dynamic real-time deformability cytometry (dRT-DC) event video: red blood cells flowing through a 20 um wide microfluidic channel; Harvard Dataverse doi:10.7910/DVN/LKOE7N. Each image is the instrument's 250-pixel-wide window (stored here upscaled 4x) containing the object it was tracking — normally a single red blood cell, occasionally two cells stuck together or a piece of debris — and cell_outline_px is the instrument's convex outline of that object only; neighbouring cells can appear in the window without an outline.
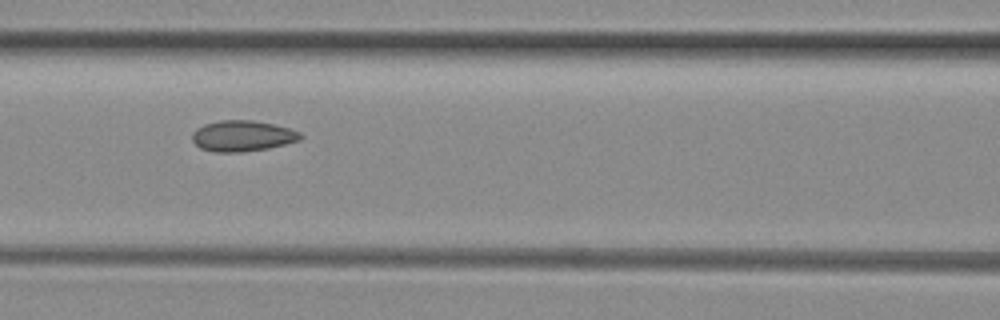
{"species": "common noctule bat (a hibernating species)", "species_latin": "Nyctalus noctula", "temperature_condition": "room temperature", "stored_images_in_passage": 10, "camera_frame_rate_fps": 3000, "um_per_image_px": 0.085, "animal": {"sex": "female", "body_mass_g": 29.2, "forearm_length_mm": 56.3}, "frame": {"image": 1, "passage_image": 7, "time_ms": 2.0, "image_size_px": [1000, 320], "cell_outline_px": [[304, 136], [300, 140], [268, 148], [244, 152], [212, 152], [200, 148], [192, 140], [192, 132], [196, 128], [204, 124], [220, 120], [252, 120], [276, 124], [300, 132]], "centroid_in_image_um": [20.6, 11.55], "position_along_channel_um": 146.0, "area_um2": 19.65}}
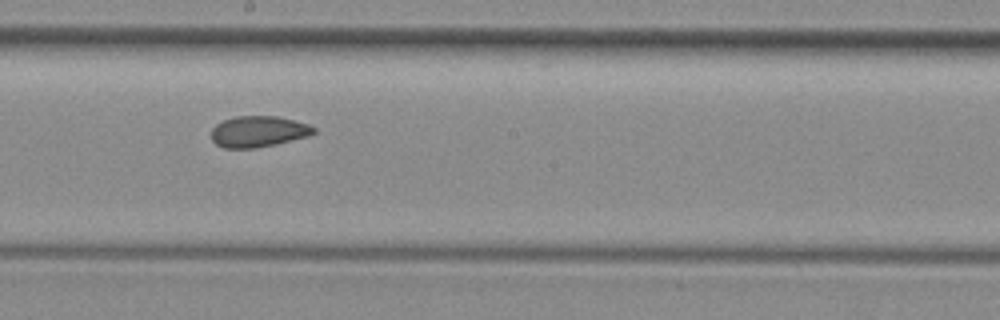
{"frame": {"image": 2, "passage_image": 9, "time_ms": 2.667, "image_size_px": [1000, 320], "cell_outline_px": [[316, 132], [308, 136], [276, 144], [256, 148], [224, 148], [216, 144], [212, 140], [212, 128], [216, 124], [224, 120], [236, 116], [276, 116], [308, 124], [316, 128]], "centroid_in_image_um": [21.95, 11.18], "position_along_channel_um": 226.2, "area_um2": 18.5}}
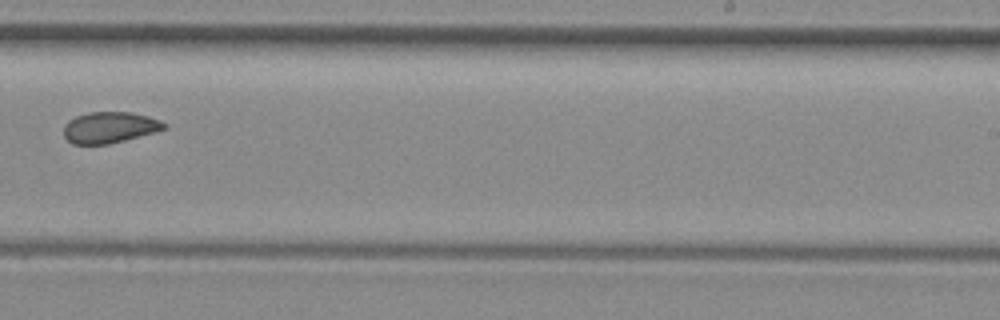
{"frame": {"image": 3, "passage_image": 10, "time_ms": 3.0, "image_size_px": [1000, 320], "cell_outline_px": [[168, 128], [156, 132], [108, 144], [72, 144], [64, 136], [64, 124], [68, 120], [76, 116], [88, 112], [132, 112], [148, 116], [160, 120], [168, 124]], "centroid_in_image_um": [9.34, 10.82], "position_along_channel_um": 279.7, "area_um2": 18.38}}